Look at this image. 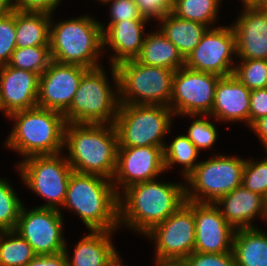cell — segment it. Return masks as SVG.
I'll return each instance as SVG.
<instances>
[{
  "instance_id": "6da1fadb",
  "label": "cell",
  "mask_w": 267,
  "mask_h": 266,
  "mask_svg": "<svg viewBox=\"0 0 267 266\" xmlns=\"http://www.w3.org/2000/svg\"><path fill=\"white\" fill-rule=\"evenodd\" d=\"M122 192L118 195L119 228H130L141 236L167 219L186 201L185 182L155 179L133 184Z\"/></svg>"
},
{
  "instance_id": "7a4b0ae2",
  "label": "cell",
  "mask_w": 267,
  "mask_h": 266,
  "mask_svg": "<svg viewBox=\"0 0 267 266\" xmlns=\"http://www.w3.org/2000/svg\"><path fill=\"white\" fill-rule=\"evenodd\" d=\"M63 150L73 171L112 180L118 150L114 124L66 123Z\"/></svg>"
},
{
  "instance_id": "3957f363",
  "label": "cell",
  "mask_w": 267,
  "mask_h": 266,
  "mask_svg": "<svg viewBox=\"0 0 267 266\" xmlns=\"http://www.w3.org/2000/svg\"><path fill=\"white\" fill-rule=\"evenodd\" d=\"M62 208L73 211L87 230H119L118 194L112 180L72 171Z\"/></svg>"
},
{
  "instance_id": "277c9868",
  "label": "cell",
  "mask_w": 267,
  "mask_h": 266,
  "mask_svg": "<svg viewBox=\"0 0 267 266\" xmlns=\"http://www.w3.org/2000/svg\"><path fill=\"white\" fill-rule=\"evenodd\" d=\"M6 118L14 120V124L4 145L21 154L23 160L63 152L66 121L62 113L36 106Z\"/></svg>"
},
{
  "instance_id": "5b68a950",
  "label": "cell",
  "mask_w": 267,
  "mask_h": 266,
  "mask_svg": "<svg viewBox=\"0 0 267 266\" xmlns=\"http://www.w3.org/2000/svg\"><path fill=\"white\" fill-rule=\"evenodd\" d=\"M50 23L51 59L92 69L101 66L103 31L90 14Z\"/></svg>"
},
{
  "instance_id": "8992f818",
  "label": "cell",
  "mask_w": 267,
  "mask_h": 266,
  "mask_svg": "<svg viewBox=\"0 0 267 266\" xmlns=\"http://www.w3.org/2000/svg\"><path fill=\"white\" fill-rule=\"evenodd\" d=\"M109 68L113 87L103 66L88 69L83 74L73 101L63 114L66 123L114 124L120 105L119 79L116 66Z\"/></svg>"
},
{
  "instance_id": "52a82bcc",
  "label": "cell",
  "mask_w": 267,
  "mask_h": 266,
  "mask_svg": "<svg viewBox=\"0 0 267 266\" xmlns=\"http://www.w3.org/2000/svg\"><path fill=\"white\" fill-rule=\"evenodd\" d=\"M174 113L163 105L120 104L114 126L118 147L165 146Z\"/></svg>"
},
{
  "instance_id": "ba28073f",
  "label": "cell",
  "mask_w": 267,
  "mask_h": 266,
  "mask_svg": "<svg viewBox=\"0 0 267 266\" xmlns=\"http://www.w3.org/2000/svg\"><path fill=\"white\" fill-rule=\"evenodd\" d=\"M116 68L120 104L169 107L175 71L145 65L136 59L119 62Z\"/></svg>"
},
{
  "instance_id": "9c48e42d",
  "label": "cell",
  "mask_w": 267,
  "mask_h": 266,
  "mask_svg": "<svg viewBox=\"0 0 267 266\" xmlns=\"http://www.w3.org/2000/svg\"><path fill=\"white\" fill-rule=\"evenodd\" d=\"M246 159L225 154H213L199 161L184 179L185 199L199 203H215L242 185Z\"/></svg>"
},
{
  "instance_id": "30bf717a",
  "label": "cell",
  "mask_w": 267,
  "mask_h": 266,
  "mask_svg": "<svg viewBox=\"0 0 267 266\" xmlns=\"http://www.w3.org/2000/svg\"><path fill=\"white\" fill-rule=\"evenodd\" d=\"M63 152L35 155L21 159L17 168L26 188L45 199L40 208L60 210L65 200L68 181L73 171Z\"/></svg>"
},
{
  "instance_id": "8fae6325",
  "label": "cell",
  "mask_w": 267,
  "mask_h": 266,
  "mask_svg": "<svg viewBox=\"0 0 267 266\" xmlns=\"http://www.w3.org/2000/svg\"><path fill=\"white\" fill-rule=\"evenodd\" d=\"M144 236L154 241V261L181 262L194 252L193 201L186 200L173 214Z\"/></svg>"
},
{
  "instance_id": "7c38bea8",
  "label": "cell",
  "mask_w": 267,
  "mask_h": 266,
  "mask_svg": "<svg viewBox=\"0 0 267 266\" xmlns=\"http://www.w3.org/2000/svg\"><path fill=\"white\" fill-rule=\"evenodd\" d=\"M53 208L21 207L14 231L23 237L36 255H54L65 250L64 215Z\"/></svg>"
},
{
  "instance_id": "4fadbf2b",
  "label": "cell",
  "mask_w": 267,
  "mask_h": 266,
  "mask_svg": "<svg viewBox=\"0 0 267 266\" xmlns=\"http://www.w3.org/2000/svg\"><path fill=\"white\" fill-rule=\"evenodd\" d=\"M221 77L187 68L174 72L170 109L176 116L209 115Z\"/></svg>"
},
{
  "instance_id": "5bb4252c",
  "label": "cell",
  "mask_w": 267,
  "mask_h": 266,
  "mask_svg": "<svg viewBox=\"0 0 267 266\" xmlns=\"http://www.w3.org/2000/svg\"><path fill=\"white\" fill-rule=\"evenodd\" d=\"M236 36L232 25L209 28L200 43L186 57L189 69L219 77L233 75L236 62ZM234 57V58H233Z\"/></svg>"
},
{
  "instance_id": "9a60e30c",
  "label": "cell",
  "mask_w": 267,
  "mask_h": 266,
  "mask_svg": "<svg viewBox=\"0 0 267 266\" xmlns=\"http://www.w3.org/2000/svg\"><path fill=\"white\" fill-rule=\"evenodd\" d=\"M162 173H166L163 147H118L116 168L112 178L118 195L127 187L155 180Z\"/></svg>"
},
{
  "instance_id": "2e32d148",
  "label": "cell",
  "mask_w": 267,
  "mask_h": 266,
  "mask_svg": "<svg viewBox=\"0 0 267 266\" xmlns=\"http://www.w3.org/2000/svg\"><path fill=\"white\" fill-rule=\"evenodd\" d=\"M87 70L82 66L51 60L39 78L37 106L64 114Z\"/></svg>"
},
{
  "instance_id": "e0dca14e",
  "label": "cell",
  "mask_w": 267,
  "mask_h": 266,
  "mask_svg": "<svg viewBox=\"0 0 267 266\" xmlns=\"http://www.w3.org/2000/svg\"><path fill=\"white\" fill-rule=\"evenodd\" d=\"M195 220L194 251L228 253L232 251L235 229L224 219L214 203L193 202Z\"/></svg>"
},
{
  "instance_id": "ac0fdd59",
  "label": "cell",
  "mask_w": 267,
  "mask_h": 266,
  "mask_svg": "<svg viewBox=\"0 0 267 266\" xmlns=\"http://www.w3.org/2000/svg\"><path fill=\"white\" fill-rule=\"evenodd\" d=\"M40 76L31 71L0 66V105L3 115L37 106Z\"/></svg>"
},
{
  "instance_id": "d6986e66",
  "label": "cell",
  "mask_w": 267,
  "mask_h": 266,
  "mask_svg": "<svg viewBox=\"0 0 267 266\" xmlns=\"http://www.w3.org/2000/svg\"><path fill=\"white\" fill-rule=\"evenodd\" d=\"M231 25L238 59H267V8H241Z\"/></svg>"
},
{
  "instance_id": "ffe728a7",
  "label": "cell",
  "mask_w": 267,
  "mask_h": 266,
  "mask_svg": "<svg viewBox=\"0 0 267 266\" xmlns=\"http://www.w3.org/2000/svg\"><path fill=\"white\" fill-rule=\"evenodd\" d=\"M251 90L234 75L221 77L215 88L214 103L208 115L216 122H243L249 127Z\"/></svg>"
},
{
  "instance_id": "44dd1931",
  "label": "cell",
  "mask_w": 267,
  "mask_h": 266,
  "mask_svg": "<svg viewBox=\"0 0 267 266\" xmlns=\"http://www.w3.org/2000/svg\"><path fill=\"white\" fill-rule=\"evenodd\" d=\"M150 20H123L121 22H109L100 26L103 31V51L112 50L110 65L135 59L141 52L146 35L145 25ZM106 47V48H105Z\"/></svg>"
},
{
  "instance_id": "7402d4cb",
  "label": "cell",
  "mask_w": 267,
  "mask_h": 266,
  "mask_svg": "<svg viewBox=\"0 0 267 266\" xmlns=\"http://www.w3.org/2000/svg\"><path fill=\"white\" fill-rule=\"evenodd\" d=\"M214 204L235 230L256 227L252 224L256 217L266 222L264 197L243 185L222 196Z\"/></svg>"
},
{
  "instance_id": "603a6c76",
  "label": "cell",
  "mask_w": 267,
  "mask_h": 266,
  "mask_svg": "<svg viewBox=\"0 0 267 266\" xmlns=\"http://www.w3.org/2000/svg\"><path fill=\"white\" fill-rule=\"evenodd\" d=\"M115 231L90 230L75 244L73 255L65 244L67 266H109L120 254L112 241Z\"/></svg>"
},
{
  "instance_id": "cb8c5ba5",
  "label": "cell",
  "mask_w": 267,
  "mask_h": 266,
  "mask_svg": "<svg viewBox=\"0 0 267 266\" xmlns=\"http://www.w3.org/2000/svg\"><path fill=\"white\" fill-rule=\"evenodd\" d=\"M147 34L141 52L135 58L138 62L149 66L164 67L173 71L185 66V58L159 28L157 31H150Z\"/></svg>"
},
{
  "instance_id": "d4e9b609",
  "label": "cell",
  "mask_w": 267,
  "mask_h": 266,
  "mask_svg": "<svg viewBox=\"0 0 267 266\" xmlns=\"http://www.w3.org/2000/svg\"><path fill=\"white\" fill-rule=\"evenodd\" d=\"M232 252L236 266H267V232L259 227L235 230Z\"/></svg>"
},
{
  "instance_id": "484cf974",
  "label": "cell",
  "mask_w": 267,
  "mask_h": 266,
  "mask_svg": "<svg viewBox=\"0 0 267 266\" xmlns=\"http://www.w3.org/2000/svg\"><path fill=\"white\" fill-rule=\"evenodd\" d=\"M158 21L161 32L176 46L185 59L209 29L202 23L179 18L172 12L165 14Z\"/></svg>"
},
{
  "instance_id": "4316f807",
  "label": "cell",
  "mask_w": 267,
  "mask_h": 266,
  "mask_svg": "<svg viewBox=\"0 0 267 266\" xmlns=\"http://www.w3.org/2000/svg\"><path fill=\"white\" fill-rule=\"evenodd\" d=\"M51 15L16 11V48L50 46Z\"/></svg>"
},
{
  "instance_id": "83f0119b",
  "label": "cell",
  "mask_w": 267,
  "mask_h": 266,
  "mask_svg": "<svg viewBox=\"0 0 267 266\" xmlns=\"http://www.w3.org/2000/svg\"><path fill=\"white\" fill-rule=\"evenodd\" d=\"M163 153L166 172L177 164L182 168L180 174L184 179L199 163L200 152L185 134L176 136L170 144L165 143Z\"/></svg>"
},
{
  "instance_id": "f1b7e54d",
  "label": "cell",
  "mask_w": 267,
  "mask_h": 266,
  "mask_svg": "<svg viewBox=\"0 0 267 266\" xmlns=\"http://www.w3.org/2000/svg\"><path fill=\"white\" fill-rule=\"evenodd\" d=\"M222 0H175L172 13L182 19L204 24L215 28ZM217 18V19H216Z\"/></svg>"
},
{
  "instance_id": "f546056e",
  "label": "cell",
  "mask_w": 267,
  "mask_h": 266,
  "mask_svg": "<svg viewBox=\"0 0 267 266\" xmlns=\"http://www.w3.org/2000/svg\"><path fill=\"white\" fill-rule=\"evenodd\" d=\"M36 254L16 231H0V266H26Z\"/></svg>"
},
{
  "instance_id": "4dcf8cb0",
  "label": "cell",
  "mask_w": 267,
  "mask_h": 266,
  "mask_svg": "<svg viewBox=\"0 0 267 266\" xmlns=\"http://www.w3.org/2000/svg\"><path fill=\"white\" fill-rule=\"evenodd\" d=\"M51 60L50 46H32L16 48L8 65L40 76L48 68Z\"/></svg>"
},
{
  "instance_id": "1f68e13d",
  "label": "cell",
  "mask_w": 267,
  "mask_h": 266,
  "mask_svg": "<svg viewBox=\"0 0 267 266\" xmlns=\"http://www.w3.org/2000/svg\"><path fill=\"white\" fill-rule=\"evenodd\" d=\"M0 177V231L14 230L23 205L11 182Z\"/></svg>"
},
{
  "instance_id": "d6a6232c",
  "label": "cell",
  "mask_w": 267,
  "mask_h": 266,
  "mask_svg": "<svg viewBox=\"0 0 267 266\" xmlns=\"http://www.w3.org/2000/svg\"><path fill=\"white\" fill-rule=\"evenodd\" d=\"M233 75L251 91L267 88V59H240Z\"/></svg>"
},
{
  "instance_id": "836d02e7",
  "label": "cell",
  "mask_w": 267,
  "mask_h": 266,
  "mask_svg": "<svg viewBox=\"0 0 267 266\" xmlns=\"http://www.w3.org/2000/svg\"><path fill=\"white\" fill-rule=\"evenodd\" d=\"M181 117L194 118L185 135L196 146L199 152L213 147L218 139V130L214 124L215 122L203 118L208 117V115H181Z\"/></svg>"
},
{
  "instance_id": "e575fe53",
  "label": "cell",
  "mask_w": 267,
  "mask_h": 266,
  "mask_svg": "<svg viewBox=\"0 0 267 266\" xmlns=\"http://www.w3.org/2000/svg\"><path fill=\"white\" fill-rule=\"evenodd\" d=\"M242 185L263 197L267 193V158L255 161L246 159L243 171Z\"/></svg>"
},
{
  "instance_id": "d590c367",
  "label": "cell",
  "mask_w": 267,
  "mask_h": 266,
  "mask_svg": "<svg viewBox=\"0 0 267 266\" xmlns=\"http://www.w3.org/2000/svg\"><path fill=\"white\" fill-rule=\"evenodd\" d=\"M16 49V10L0 17V66L8 64Z\"/></svg>"
},
{
  "instance_id": "8d00e7d4",
  "label": "cell",
  "mask_w": 267,
  "mask_h": 266,
  "mask_svg": "<svg viewBox=\"0 0 267 266\" xmlns=\"http://www.w3.org/2000/svg\"><path fill=\"white\" fill-rule=\"evenodd\" d=\"M184 266H236L233 252L228 253H200L193 252L184 258Z\"/></svg>"
},
{
  "instance_id": "74e56055",
  "label": "cell",
  "mask_w": 267,
  "mask_h": 266,
  "mask_svg": "<svg viewBox=\"0 0 267 266\" xmlns=\"http://www.w3.org/2000/svg\"><path fill=\"white\" fill-rule=\"evenodd\" d=\"M109 5V22H121L125 20H148L139 11L135 0H111Z\"/></svg>"
},
{
  "instance_id": "f35d334b",
  "label": "cell",
  "mask_w": 267,
  "mask_h": 266,
  "mask_svg": "<svg viewBox=\"0 0 267 266\" xmlns=\"http://www.w3.org/2000/svg\"><path fill=\"white\" fill-rule=\"evenodd\" d=\"M143 17L159 20L172 11L175 0H135Z\"/></svg>"
},
{
  "instance_id": "ab89813d",
  "label": "cell",
  "mask_w": 267,
  "mask_h": 266,
  "mask_svg": "<svg viewBox=\"0 0 267 266\" xmlns=\"http://www.w3.org/2000/svg\"><path fill=\"white\" fill-rule=\"evenodd\" d=\"M63 0H13L14 9L19 12L53 15Z\"/></svg>"
},
{
  "instance_id": "60d3db41",
  "label": "cell",
  "mask_w": 267,
  "mask_h": 266,
  "mask_svg": "<svg viewBox=\"0 0 267 266\" xmlns=\"http://www.w3.org/2000/svg\"><path fill=\"white\" fill-rule=\"evenodd\" d=\"M249 127L259 118L267 115V88L251 91Z\"/></svg>"
},
{
  "instance_id": "b9f144b4",
  "label": "cell",
  "mask_w": 267,
  "mask_h": 266,
  "mask_svg": "<svg viewBox=\"0 0 267 266\" xmlns=\"http://www.w3.org/2000/svg\"><path fill=\"white\" fill-rule=\"evenodd\" d=\"M26 266H67L65 251L54 255H36Z\"/></svg>"
},
{
  "instance_id": "7bdbcfd3",
  "label": "cell",
  "mask_w": 267,
  "mask_h": 266,
  "mask_svg": "<svg viewBox=\"0 0 267 266\" xmlns=\"http://www.w3.org/2000/svg\"><path fill=\"white\" fill-rule=\"evenodd\" d=\"M251 131L259 138L262 147L267 152V115L257 119L250 127Z\"/></svg>"
},
{
  "instance_id": "ee69618b",
  "label": "cell",
  "mask_w": 267,
  "mask_h": 266,
  "mask_svg": "<svg viewBox=\"0 0 267 266\" xmlns=\"http://www.w3.org/2000/svg\"><path fill=\"white\" fill-rule=\"evenodd\" d=\"M13 0H0V17L14 11Z\"/></svg>"
},
{
  "instance_id": "f6af8a7d",
  "label": "cell",
  "mask_w": 267,
  "mask_h": 266,
  "mask_svg": "<svg viewBox=\"0 0 267 266\" xmlns=\"http://www.w3.org/2000/svg\"><path fill=\"white\" fill-rule=\"evenodd\" d=\"M242 9L245 8H261V0H241Z\"/></svg>"
},
{
  "instance_id": "bcb514c9",
  "label": "cell",
  "mask_w": 267,
  "mask_h": 266,
  "mask_svg": "<svg viewBox=\"0 0 267 266\" xmlns=\"http://www.w3.org/2000/svg\"><path fill=\"white\" fill-rule=\"evenodd\" d=\"M156 266H184L181 262L154 261Z\"/></svg>"
},
{
  "instance_id": "7dc6e473",
  "label": "cell",
  "mask_w": 267,
  "mask_h": 266,
  "mask_svg": "<svg viewBox=\"0 0 267 266\" xmlns=\"http://www.w3.org/2000/svg\"><path fill=\"white\" fill-rule=\"evenodd\" d=\"M121 258L122 257L118 256L109 266H125L121 264L123 262Z\"/></svg>"
},
{
  "instance_id": "c3c4849f",
  "label": "cell",
  "mask_w": 267,
  "mask_h": 266,
  "mask_svg": "<svg viewBox=\"0 0 267 266\" xmlns=\"http://www.w3.org/2000/svg\"><path fill=\"white\" fill-rule=\"evenodd\" d=\"M264 208H265L266 223H267V193L264 196Z\"/></svg>"
},
{
  "instance_id": "681fc988",
  "label": "cell",
  "mask_w": 267,
  "mask_h": 266,
  "mask_svg": "<svg viewBox=\"0 0 267 266\" xmlns=\"http://www.w3.org/2000/svg\"><path fill=\"white\" fill-rule=\"evenodd\" d=\"M261 8H267V0H261Z\"/></svg>"
},
{
  "instance_id": "f907efd6",
  "label": "cell",
  "mask_w": 267,
  "mask_h": 266,
  "mask_svg": "<svg viewBox=\"0 0 267 266\" xmlns=\"http://www.w3.org/2000/svg\"><path fill=\"white\" fill-rule=\"evenodd\" d=\"M97 1V0H96ZM100 1V3H102V5H105L107 2L111 1V0H98Z\"/></svg>"
}]
</instances>
